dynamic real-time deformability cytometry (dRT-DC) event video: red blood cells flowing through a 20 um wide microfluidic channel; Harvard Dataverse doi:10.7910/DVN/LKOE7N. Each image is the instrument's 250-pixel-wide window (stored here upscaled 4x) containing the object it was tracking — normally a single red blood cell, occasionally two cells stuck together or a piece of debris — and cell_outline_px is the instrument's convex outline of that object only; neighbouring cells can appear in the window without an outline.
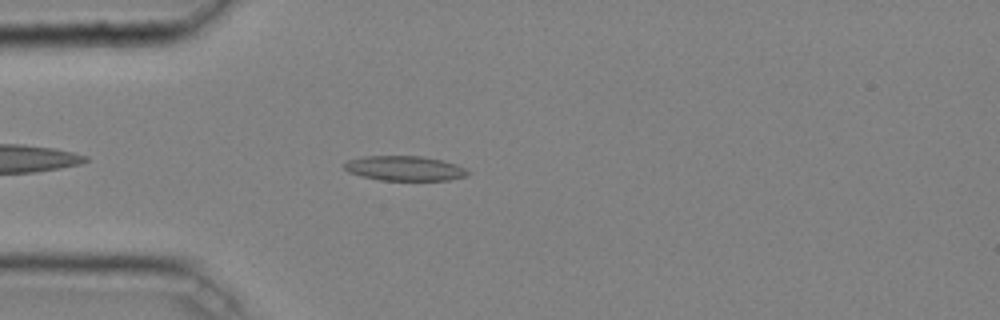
{"species": "common noctule bat (a hibernating species)", "species_latin": "Nyctalus noctula", "temperature_condition": "cold", "stored_images_in_passage": 39, "camera_frame_rate_fps": 3000, "um_per_image_px": 0.085, "animal": {"sex": "male", "body_mass_g": 20.4}, "frame": {"image": 1, "passage_image": 5, "time_ms": 1.333, "image_size_px": [1000, 320], "cell_outline_px": [[468, 176], [448, 180], [380, 180], [348, 172], [344, 168], [344, 164], [348, 160], [364, 156], [424, 156], [456, 164], [464, 168], [468, 172]], "centroid_in_image_um": [34.39, 14.3], "position_along_channel_um": 50.6, "area_um2": 17.69}}
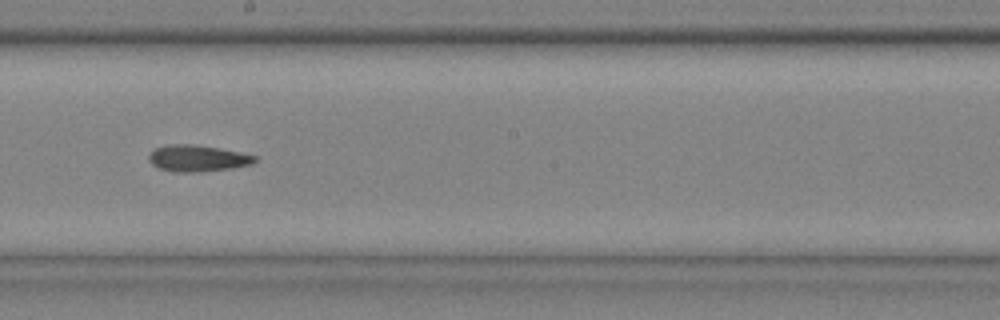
{"frame": {"image": 2, "passage_image": 19, "time_ms": 6.0, "image_size_px": [1000, 320], "cell_outline_px": [[256, 160], [252, 164], [232, 168], [196, 172], [172, 172], [160, 168], [152, 164], [148, 160], [148, 156], [156, 148], [168, 144], [192, 144], [240, 152], [256, 156]], "centroid_in_image_um": [16.77, 13.46], "position_along_channel_um": 231.4, "area_um2": 16.18}}
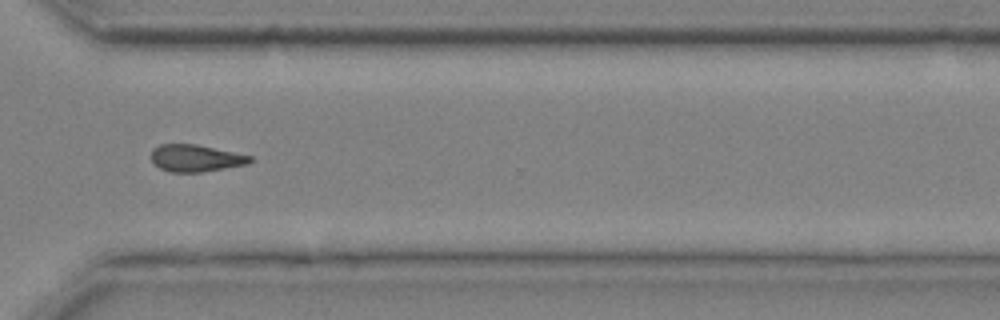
{"frame": {"image": 3, "passage_image": 28, "time_ms": 9.0, "image_size_px": [1000, 320], "cell_outline_px": [[252, 160], [248, 164], [200, 172], [172, 172], [160, 168], [152, 160], [152, 148], [160, 144], [196, 144], [252, 156]], "centroid_in_image_um": [16.63, 13.43], "position_along_channel_um": 354.0, "area_um2": 15.37}, "authors_computed_cell_mechanics": {"area_um2": 16.184, "velocity_mm_per_s": 4.0677, "shape_relaxation_time_tau1_ms": null, "shape_relaxation_time_tau2_ms": 5.7299, "deformation_change_tau1": null, "deformation_change_tau2": 0.1443}}